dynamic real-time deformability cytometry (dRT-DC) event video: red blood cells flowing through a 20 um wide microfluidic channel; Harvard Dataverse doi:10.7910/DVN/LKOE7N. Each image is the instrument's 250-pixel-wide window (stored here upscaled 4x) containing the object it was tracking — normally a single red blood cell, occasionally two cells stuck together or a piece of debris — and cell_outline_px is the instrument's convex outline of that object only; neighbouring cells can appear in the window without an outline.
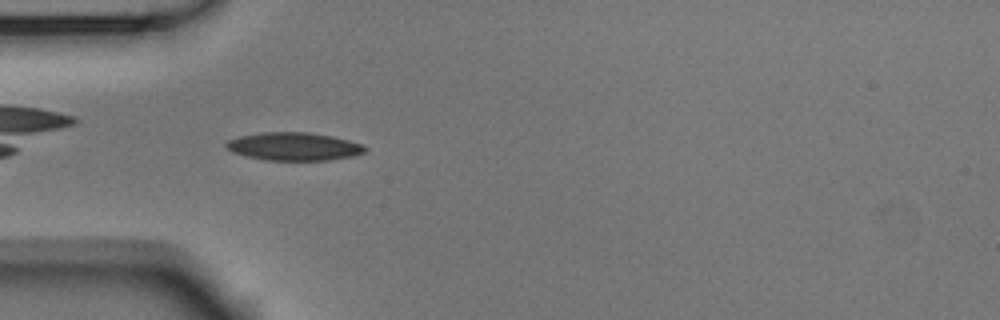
{"species": "Egyptian fruit bat (a non-hibernating species)", "species_latin": "Rousettus aegyptiacus", "temperature_condition": "room temperature", "stored_images_in_passage": 41, "camera_frame_rate_fps": 3000, "um_per_image_px": 0.085, "animal": {"sex": "male"}, "frame": {"image": 1, "passage_image": 4, "time_ms": 1.0, "image_size_px": [1000, 320], "cell_outline_px": [[368, 148], [364, 152], [352, 156], [328, 160], [264, 160], [232, 152], [224, 148], [224, 144], [228, 140], [240, 136], [264, 132], [308, 132], [332, 136], [348, 140], [360, 144]], "centroid_in_image_um": [24.94, 12.45], "position_along_channel_um": 60.1, "area_um2": 22.6}}
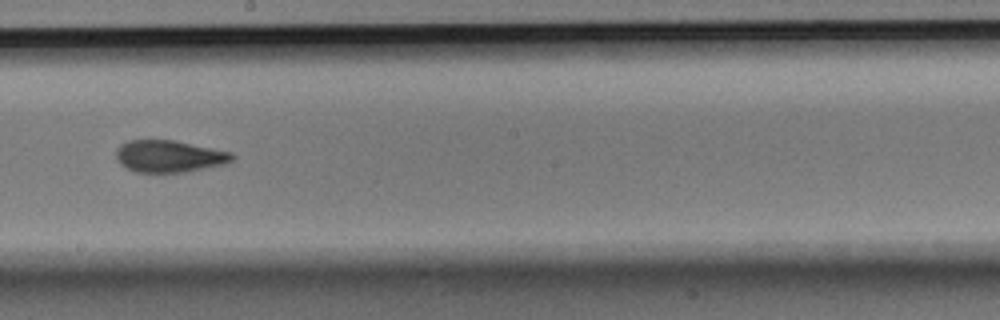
{"frame": {"image": 2, "passage_image": 18, "time_ms": 5.667, "image_size_px": [1000, 320], "cell_outline_px": [[236, 156], [232, 160], [224, 164], [184, 172], [136, 172], [120, 164], [116, 156], [116, 148], [120, 144], [128, 140], [176, 140], [232, 152]], "centroid_in_image_um": [14.38, 13.27], "position_along_channel_um": 233.8, "area_um2": 21.68}}
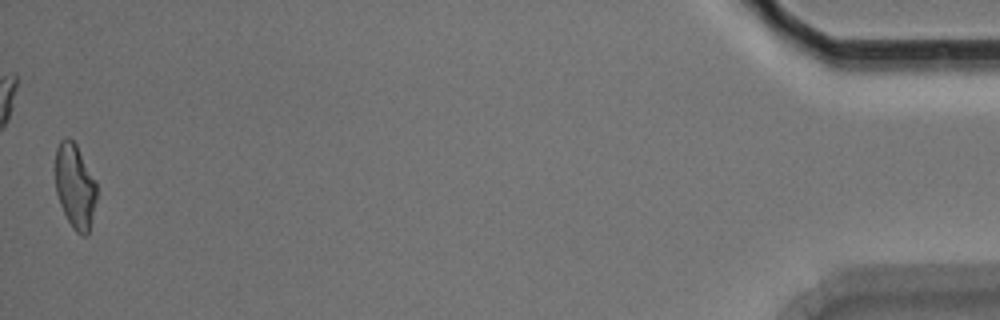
{"frame": {"image": 3, "passage_image": 41, "time_ms": 13.333, "image_size_px": [1000, 320], "cell_outline_px": [[96, 200], [88, 232], [84, 236], [80, 236], [72, 228], [60, 204], [56, 192], [56, 148], [60, 140], [64, 136], [68, 136], [76, 144], [96, 180]], "centroid_in_image_um": [6.37, 15.8], "position_along_channel_um": 428.8, "area_um2": 20.35}, "authors_computed_cell_mechanics": {"area_um2": 21.675, "velocity_mm_per_s": 3.7578, "shape_relaxation_time_tau1_ms": 3.5784, "shape_relaxation_time_tau2_ms": 2.2419, "deformation_change_tau1": 0.1438, "deformation_change_tau2": 0.0848}}